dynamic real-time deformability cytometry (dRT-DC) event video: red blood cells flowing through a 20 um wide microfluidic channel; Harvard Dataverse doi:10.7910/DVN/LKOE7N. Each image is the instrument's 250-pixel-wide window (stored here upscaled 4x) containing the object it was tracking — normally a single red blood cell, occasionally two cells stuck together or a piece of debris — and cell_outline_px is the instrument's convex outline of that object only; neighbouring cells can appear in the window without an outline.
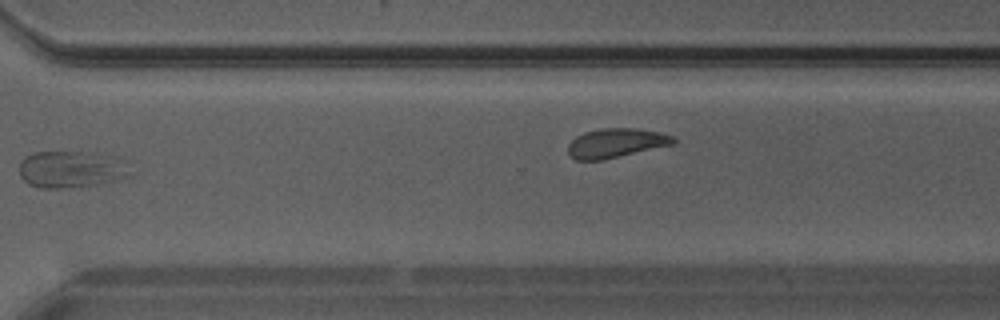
{"species": "Egyptian fruit bat (a non-hibernating species)", "species_latin": "Rousettus aegyptiacus", "temperature_condition": "warm", "stored_images_in_passage": 28, "camera_frame_rate_fps": 3000, "um_per_image_px": 0.085, "animal": {"sex": "male"}, "frame": {"image": 1, "passage_image": 20, "time_ms": 6.333, "image_size_px": [1000, 320], "cell_outline_px": [[136, 172], [128, 176], [116, 180], [96, 184], [64, 188], [40, 188], [28, 184], [20, 176], [20, 160], [24, 156], [32, 152], [88, 152], [128, 160]], "centroid_in_image_um": [6.11, 14.38], "position_along_channel_um": 364.5, "area_um2": 24.28}}